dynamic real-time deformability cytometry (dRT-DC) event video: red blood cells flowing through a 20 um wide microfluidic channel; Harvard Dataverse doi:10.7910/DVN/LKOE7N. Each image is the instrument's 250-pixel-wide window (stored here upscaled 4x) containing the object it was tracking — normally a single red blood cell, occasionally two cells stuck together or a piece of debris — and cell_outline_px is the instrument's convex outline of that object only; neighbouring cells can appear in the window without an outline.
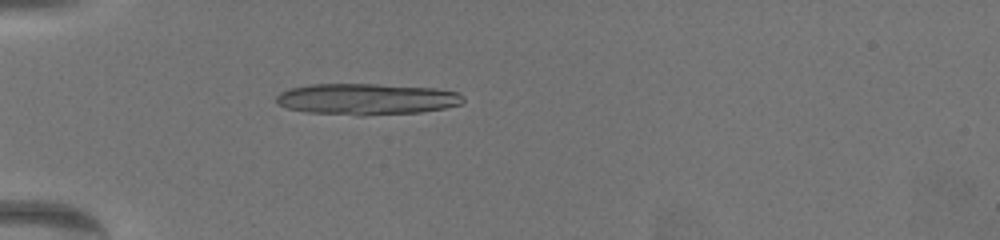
{"species": "common noctule bat (a hibernating species)", "species_latin": "Nyctalus noctula", "temperature_condition": "warm", "stored_images_in_passage": 24, "camera_frame_rate_fps": 3000, "um_per_image_px": 0.085, "animal": {"sex": "female", "body_mass_g": 19.5, "forearm_length_mm": 54.1}, "frame": {"image": 1, "passage_image": 21, "time_ms": 6.667, "image_size_px": [1000, 240], "cell_outline_px": [[464, 100], [460, 104], [444, 108], [420, 112], [364, 116], [356, 116], [308, 112], [288, 108], [280, 104], [276, 100], [276, 96], [280, 92], [292, 88], [312, 84], [376, 84], [436, 88], [460, 92], [464, 96]], "centroid_in_image_um": [31.2, 8.43], "position_along_channel_um": 53.8, "area_um2": 34.22}}